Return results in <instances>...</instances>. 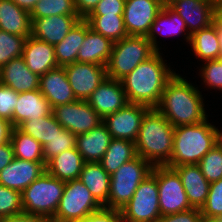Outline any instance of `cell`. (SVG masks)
<instances>
[{
  "label": "cell",
  "instance_id": "3957f363",
  "mask_svg": "<svg viewBox=\"0 0 222 222\" xmlns=\"http://www.w3.org/2000/svg\"><path fill=\"white\" fill-rule=\"evenodd\" d=\"M174 126L156 109L144 115L137 140V156L153 166H166L173 151Z\"/></svg>",
  "mask_w": 222,
  "mask_h": 222
},
{
  "label": "cell",
  "instance_id": "7bdbcfd3",
  "mask_svg": "<svg viewBox=\"0 0 222 222\" xmlns=\"http://www.w3.org/2000/svg\"><path fill=\"white\" fill-rule=\"evenodd\" d=\"M18 94L9 86L0 83V118L5 119L13 125V112L16 106Z\"/></svg>",
  "mask_w": 222,
  "mask_h": 222
},
{
  "label": "cell",
  "instance_id": "4fadbf2b",
  "mask_svg": "<svg viewBox=\"0 0 222 222\" xmlns=\"http://www.w3.org/2000/svg\"><path fill=\"white\" fill-rule=\"evenodd\" d=\"M149 109L144 105L127 103L119 111L107 115L103 123L112 138L136 142L142 119Z\"/></svg>",
  "mask_w": 222,
  "mask_h": 222
},
{
  "label": "cell",
  "instance_id": "f5cc1de1",
  "mask_svg": "<svg viewBox=\"0 0 222 222\" xmlns=\"http://www.w3.org/2000/svg\"><path fill=\"white\" fill-rule=\"evenodd\" d=\"M215 22L222 26V1H215Z\"/></svg>",
  "mask_w": 222,
  "mask_h": 222
},
{
  "label": "cell",
  "instance_id": "d6986e66",
  "mask_svg": "<svg viewBox=\"0 0 222 222\" xmlns=\"http://www.w3.org/2000/svg\"><path fill=\"white\" fill-rule=\"evenodd\" d=\"M39 90L49 101L52 109L77 101L64 67L58 66L39 77Z\"/></svg>",
  "mask_w": 222,
  "mask_h": 222
},
{
  "label": "cell",
  "instance_id": "f1b7e54d",
  "mask_svg": "<svg viewBox=\"0 0 222 222\" xmlns=\"http://www.w3.org/2000/svg\"><path fill=\"white\" fill-rule=\"evenodd\" d=\"M84 163L77 148H71L51 158L45 167L47 173L66 182L79 179Z\"/></svg>",
  "mask_w": 222,
  "mask_h": 222
},
{
  "label": "cell",
  "instance_id": "30bf717a",
  "mask_svg": "<svg viewBox=\"0 0 222 222\" xmlns=\"http://www.w3.org/2000/svg\"><path fill=\"white\" fill-rule=\"evenodd\" d=\"M157 179L161 216L193 208L187 198L178 173L167 166H154L151 172Z\"/></svg>",
  "mask_w": 222,
  "mask_h": 222
},
{
  "label": "cell",
  "instance_id": "9a60e30c",
  "mask_svg": "<svg viewBox=\"0 0 222 222\" xmlns=\"http://www.w3.org/2000/svg\"><path fill=\"white\" fill-rule=\"evenodd\" d=\"M166 4L185 21L190 35L215 21V0H168Z\"/></svg>",
  "mask_w": 222,
  "mask_h": 222
},
{
  "label": "cell",
  "instance_id": "1f68e13d",
  "mask_svg": "<svg viewBox=\"0 0 222 222\" xmlns=\"http://www.w3.org/2000/svg\"><path fill=\"white\" fill-rule=\"evenodd\" d=\"M137 157L135 142L112 138L103 158L99 161L111 176L121 165Z\"/></svg>",
  "mask_w": 222,
  "mask_h": 222
},
{
  "label": "cell",
  "instance_id": "d6a6232c",
  "mask_svg": "<svg viewBox=\"0 0 222 222\" xmlns=\"http://www.w3.org/2000/svg\"><path fill=\"white\" fill-rule=\"evenodd\" d=\"M10 142L13 146L15 158L32 162H45L42 144L18 127L13 128Z\"/></svg>",
  "mask_w": 222,
  "mask_h": 222
},
{
  "label": "cell",
  "instance_id": "ac0fdd59",
  "mask_svg": "<svg viewBox=\"0 0 222 222\" xmlns=\"http://www.w3.org/2000/svg\"><path fill=\"white\" fill-rule=\"evenodd\" d=\"M82 19L79 15H56L31 19V36L55 46Z\"/></svg>",
  "mask_w": 222,
  "mask_h": 222
},
{
  "label": "cell",
  "instance_id": "ee69618b",
  "mask_svg": "<svg viewBox=\"0 0 222 222\" xmlns=\"http://www.w3.org/2000/svg\"><path fill=\"white\" fill-rule=\"evenodd\" d=\"M126 0H101L89 15H123Z\"/></svg>",
  "mask_w": 222,
  "mask_h": 222
},
{
  "label": "cell",
  "instance_id": "d590c367",
  "mask_svg": "<svg viewBox=\"0 0 222 222\" xmlns=\"http://www.w3.org/2000/svg\"><path fill=\"white\" fill-rule=\"evenodd\" d=\"M56 15H78L74 0H39L30 13L31 19Z\"/></svg>",
  "mask_w": 222,
  "mask_h": 222
},
{
  "label": "cell",
  "instance_id": "9c48e42d",
  "mask_svg": "<svg viewBox=\"0 0 222 222\" xmlns=\"http://www.w3.org/2000/svg\"><path fill=\"white\" fill-rule=\"evenodd\" d=\"M161 217L156 177L150 173L120 210L121 222H157Z\"/></svg>",
  "mask_w": 222,
  "mask_h": 222
},
{
  "label": "cell",
  "instance_id": "f907efd6",
  "mask_svg": "<svg viewBox=\"0 0 222 222\" xmlns=\"http://www.w3.org/2000/svg\"><path fill=\"white\" fill-rule=\"evenodd\" d=\"M13 128L11 122L0 118V145L10 141Z\"/></svg>",
  "mask_w": 222,
  "mask_h": 222
},
{
  "label": "cell",
  "instance_id": "816d5d0a",
  "mask_svg": "<svg viewBox=\"0 0 222 222\" xmlns=\"http://www.w3.org/2000/svg\"><path fill=\"white\" fill-rule=\"evenodd\" d=\"M12 1L17 6L21 7L23 10L31 13L39 0H12Z\"/></svg>",
  "mask_w": 222,
  "mask_h": 222
},
{
  "label": "cell",
  "instance_id": "8fae6325",
  "mask_svg": "<svg viewBox=\"0 0 222 222\" xmlns=\"http://www.w3.org/2000/svg\"><path fill=\"white\" fill-rule=\"evenodd\" d=\"M52 113L64 129L76 136L103 123V118L84 100L56 106Z\"/></svg>",
  "mask_w": 222,
  "mask_h": 222
},
{
  "label": "cell",
  "instance_id": "2e32d148",
  "mask_svg": "<svg viewBox=\"0 0 222 222\" xmlns=\"http://www.w3.org/2000/svg\"><path fill=\"white\" fill-rule=\"evenodd\" d=\"M88 104L104 119L127 103L121 81L106 78L87 99Z\"/></svg>",
  "mask_w": 222,
  "mask_h": 222
},
{
  "label": "cell",
  "instance_id": "484cf974",
  "mask_svg": "<svg viewBox=\"0 0 222 222\" xmlns=\"http://www.w3.org/2000/svg\"><path fill=\"white\" fill-rule=\"evenodd\" d=\"M112 137L107 126L101 123L87 133L76 136V148L84 162H99L109 147Z\"/></svg>",
  "mask_w": 222,
  "mask_h": 222
},
{
  "label": "cell",
  "instance_id": "7c38bea8",
  "mask_svg": "<svg viewBox=\"0 0 222 222\" xmlns=\"http://www.w3.org/2000/svg\"><path fill=\"white\" fill-rule=\"evenodd\" d=\"M164 4V0H126L123 20L128 36L147 37Z\"/></svg>",
  "mask_w": 222,
  "mask_h": 222
},
{
  "label": "cell",
  "instance_id": "6da1fadb",
  "mask_svg": "<svg viewBox=\"0 0 222 222\" xmlns=\"http://www.w3.org/2000/svg\"><path fill=\"white\" fill-rule=\"evenodd\" d=\"M156 52L121 80L128 103L156 108L168 81L176 74Z\"/></svg>",
  "mask_w": 222,
  "mask_h": 222
},
{
  "label": "cell",
  "instance_id": "d4e9b609",
  "mask_svg": "<svg viewBox=\"0 0 222 222\" xmlns=\"http://www.w3.org/2000/svg\"><path fill=\"white\" fill-rule=\"evenodd\" d=\"M186 30L187 26L185 21L165 3L151 25L147 39L152 44L153 48L159 52L161 47L159 48V42L157 41L158 32L160 33L159 35L164 36H179L181 34L186 39V42L190 43L191 35Z\"/></svg>",
  "mask_w": 222,
  "mask_h": 222
},
{
  "label": "cell",
  "instance_id": "f35d334b",
  "mask_svg": "<svg viewBox=\"0 0 222 222\" xmlns=\"http://www.w3.org/2000/svg\"><path fill=\"white\" fill-rule=\"evenodd\" d=\"M198 165L209 183L222 178V152L216 145L202 157Z\"/></svg>",
  "mask_w": 222,
  "mask_h": 222
},
{
  "label": "cell",
  "instance_id": "5bb4252c",
  "mask_svg": "<svg viewBox=\"0 0 222 222\" xmlns=\"http://www.w3.org/2000/svg\"><path fill=\"white\" fill-rule=\"evenodd\" d=\"M69 84L77 100H84L107 78L106 67L75 62L64 66Z\"/></svg>",
  "mask_w": 222,
  "mask_h": 222
},
{
  "label": "cell",
  "instance_id": "681fc988",
  "mask_svg": "<svg viewBox=\"0 0 222 222\" xmlns=\"http://www.w3.org/2000/svg\"><path fill=\"white\" fill-rule=\"evenodd\" d=\"M15 158L11 142L0 145V171Z\"/></svg>",
  "mask_w": 222,
  "mask_h": 222
},
{
  "label": "cell",
  "instance_id": "9f6ffc18",
  "mask_svg": "<svg viewBox=\"0 0 222 222\" xmlns=\"http://www.w3.org/2000/svg\"><path fill=\"white\" fill-rule=\"evenodd\" d=\"M218 36H219V41H220V48H221V53H222V26L218 24Z\"/></svg>",
  "mask_w": 222,
  "mask_h": 222
},
{
  "label": "cell",
  "instance_id": "60d3db41",
  "mask_svg": "<svg viewBox=\"0 0 222 222\" xmlns=\"http://www.w3.org/2000/svg\"><path fill=\"white\" fill-rule=\"evenodd\" d=\"M200 210L202 216L222 218V178L210 183L206 202Z\"/></svg>",
  "mask_w": 222,
  "mask_h": 222
},
{
  "label": "cell",
  "instance_id": "277c9868",
  "mask_svg": "<svg viewBox=\"0 0 222 222\" xmlns=\"http://www.w3.org/2000/svg\"><path fill=\"white\" fill-rule=\"evenodd\" d=\"M217 128L208 118L201 123L174 127L173 151L170 162L179 165L198 164L202 157L216 145Z\"/></svg>",
  "mask_w": 222,
  "mask_h": 222
},
{
  "label": "cell",
  "instance_id": "b9f144b4",
  "mask_svg": "<svg viewBox=\"0 0 222 222\" xmlns=\"http://www.w3.org/2000/svg\"><path fill=\"white\" fill-rule=\"evenodd\" d=\"M203 64L200 77L204 84L209 88L222 91V58L207 60Z\"/></svg>",
  "mask_w": 222,
  "mask_h": 222
},
{
  "label": "cell",
  "instance_id": "f546056e",
  "mask_svg": "<svg viewBox=\"0 0 222 222\" xmlns=\"http://www.w3.org/2000/svg\"><path fill=\"white\" fill-rule=\"evenodd\" d=\"M190 46L194 55L201 61L222 58L218 36V24L214 21L209 27L201 29L190 36Z\"/></svg>",
  "mask_w": 222,
  "mask_h": 222
},
{
  "label": "cell",
  "instance_id": "44dd1931",
  "mask_svg": "<svg viewBox=\"0 0 222 222\" xmlns=\"http://www.w3.org/2000/svg\"><path fill=\"white\" fill-rule=\"evenodd\" d=\"M0 83L17 93L29 92L39 89V76L29 70L21 56L0 68Z\"/></svg>",
  "mask_w": 222,
  "mask_h": 222
},
{
  "label": "cell",
  "instance_id": "e575fe53",
  "mask_svg": "<svg viewBox=\"0 0 222 222\" xmlns=\"http://www.w3.org/2000/svg\"><path fill=\"white\" fill-rule=\"evenodd\" d=\"M24 133L31 135L42 146L50 141L63 127L56 120L53 113L48 116L26 120L19 127Z\"/></svg>",
  "mask_w": 222,
  "mask_h": 222
},
{
  "label": "cell",
  "instance_id": "db71d44e",
  "mask_svg": "<svg viewBox=\"0 0 222 222\" xmlns=\"http://www.w3.org/2000/svg\"><path fill=\"white\" fill-rule=\"evenodd\" d=\"M216 146L222 152V131L219 130L218 127H217V135H216Z\"/></svg>",
  "mask_w": 222,
  "mask_h": 222
},
{
  "label": "cell",
  "instance_id": "7402d4cb",
  "mask_svg": "<svg viewBox=\"0 0 222 222\" xmlns=\"http://www.w3.org/2000/svg\"><path fill=\"white\" fill-rule=\"evenodd\" d=\"M173 169L181 178L190 205L201 209L206 202L210 183L202 174L199 165H179Z\"/></svg>",
  "mask_w": 222,
  "mask_h": 222
},
{
  "label": "cell",
  "instance_id": "cb8c5ba5",
  "mask_svg": "<svg viewBox=\"0 0 222 222\" xmlns=\"http://www.w3.org/2000/svg\"><path fill=\"white\" fill-rule=\"evenodd\" d=\"M113 42L92 30L86 21V35L79 49L77 62L105 66L110 58Z\"/></svg>",
  "mask_w": 222,
  "mask_h": 222
},
{
  "label": "cell",
  "instance_id": "ab89813d",
  "mask_svg": "<svg viewBox=\"0 0 222 222\" xmlns=\"http://www.w3.org/2000/svg\"><path fill=\"white\" fill-rule=\"evenodd\" d=\"M23 212L21 192L0 184V218Z\"/></svg>",
  "mask_w": 222,
  "mask_h": 222
},
{
  "label": "cell",
  "instance_id": "c3c4849f",
  "mask_svg": "<svg viewBox=\"0 0 222 222\" xmlns=\"http://www.w3.org/2000/svg\"><path fill=\"white\" fill-rule=\"evenodd\" d=\"M101 0H74L78 15L85 19Z\"/></svg>",
  "mask_w": 222,
  "mask_h": 222
},
{
  "label": "cell",
  "instance_id": "74e56055",
  "mask_svg": "<svg viewBox=\"0 0 222 222\" xmlns=\"http://www.w3.org/2000/svg\"><path fill=\"white\" fill-rule=\"evenodd\" d=\"M71 148H76V135L62 128L50 141L43 145V158L45 163Z\"/></svg>",
  "mask_w": 222,
  "mask_h": 222
},
{
  "label": "cell",
  "instance_id": "4dcf8cb0",
  "mask_svg": "<svg viewBox=\"0 0 222 222\" xmlns=\"http://www.w3.org/2000/svg\"><path fill=\"white\" fill-rule=\"evenodd\" d=\"M86 35V20L80 19L66 37L54 46L58 66L64 67L77 62L79 49Z\"/></svg>",
  "mask_w": 222,
  "mask_h": 222
},
{
  "label": "cell",
  "instance_id": "e0dca14e",
  "mask_svg": "<svg viewBox=\"0 0 222 222\" xmlns=\"http://www.w3.org/2000/svg\"><path fill=\"white\" fill-rule=\"evenodd\" d=\"M45 165V162L14 158L0 171V184L22 192L46 171Z\"/></svg>",
  "mask_w": 222,
  "mask_h": 222
},
{
  "label": "cell",
  "instance_id": "52a82bcc",
  "mask_svg": "<svg viewBox=\"0 0 222 222\" xmlns=\"http://www.w3.org/2000/svg\"><path fill=\"white\" fill-rule=\"evenodd\" d=\"M153 167L140 156L121 165L110 176L108 209L121 210L130 201L139 184L152 172Z\"/></svg>",
  "mask_w": 222,
  "mask_h": 222
},
{
  "label": "cell",
  "instance_id": "603a6c76",
  "mask_svg": "<svg viewBox=\"0 0 222 222\" xmlns=\"http://www.w3.org/2000/svg\"><path fill=\"white\" fill-rule=\"evenodd\" d=\"M49 101L39 89L18 94L13 112V127H19L24 121L52 114Z\"/></svg>",
  "mask_w": 222,
  "mask_h": 222
},
{
  "label": "cell",
  "instance_id": "f6af8a7d",
  "mask_svg": "<svg viewBox=\"0 0 222 222\" xmlns=\"http://www.w3.org/2000/svg\"><path fill=\"white\" fill-rule=\"evenodd\" d=\"M201 217L199 208H191L187 211L161 216L157 222H199Z\"/></svg>",
  "mask_w": 222,
  "mask_h": 222
},
{
  "label": "cell",
  "instance_id": "5b68a950",
  "mask_svg": "<svg viewBox=\"0 0 222 222\" xmlns=\"http://www.w3.org/2000/svg\"><path fill=\"white\" fill-rule=\"evenodd\" d=\"M156 52L146 36H127L114 42L106 65L107 78L121 81Z\"/></svg>",
  "mask_w": 222,
  "mask_h": 222
},
{
  "label": "cell",
  "instance_id": "ffe728a7",
  "mask_svg": "<svg viewBox=\"0 0 222 222\" xmlns=\"http://www.w3.org/2000/svg\"><path fill=\"white\" fill-rule=\"evenodd\" d=\"M22 57L29 70L39 77L58 67L54 46L31 35L25 40Z\"/></svg>",
  "mask_w": 222,
  "mask_h": 222
},
{
  "label": "cell",
  "instance_id": "7a4b0ae2",
  "mask_svg": "<svg viewBox=\"0 0 222 222\" xmlns=\"http://www.w3.org/2000/svg\"><path fill=\"white\" fill-rule=\"evenodd\" d=\"M202 96L198 87L177 73L166 84L156 109L174 127L201 123L209 117Z\"/></svg>",
  "mask_w": 222,
  "mask_h": 222
},
{
  "label": "cell",
  "instance_id": "83f0119b",
  "mask_svg": "<svg viewBox=\"0 0 222 222\" xmlns=\"http://www.w3.org/2000/svg\"><path fill=\"white\" fill-rule=\"evenodd\" d=\"M31 25L28 11L17 6L12 0H0V30L14 35L30 36Z\"/></svg>",
  "mask_w": 222,
  "mask_h": 222
},
{
  "label": "cell",
  "instance_id": "836d02e7",
  "mask_svg": "<svg viewBox=\"0 0 222 222\" xmlns=\"http://www.w3.org/2000/svg\"><path fill=\"white\" fill-rule=\"evenodd\" d=\"M85 20L90 28L113 43L128 36L123 15H88Z\"/></svg>",
  "mask_w": 222,
  "mask_h": 222
},
{
  "label": "cell",
  "instance_id": "8d00e7d4",
  "mask_svg": "<svg viewBox=\"0 0 222 222\" xmlns=\"http://www.w3.org/2000/svg\"><path fill=\"white\" fill-rule=\"evenodd\" d=\"M27 37L0 30V68L12 59L22 56Z\"/></svg>",
  "mask_w": 222,
  "mask_h": 222
},
{
  "label": "cell",
  "instance_id": "8992f818",
  "mask_svg": "<svg viewBox=\"0 0 222 222\" xmlns=\"http://www.w3.org/2000/svg\"><path fill=\"white\" fill-rule=\"evenodd\" d=\"M65 181L46 171L21 192L23 212L53 219L58 209Z\"/></svg>",
  "mask_w": 222,
  "mask_h": 222
},
{
  "label": "cell",
  "instance_id": "4316f807",
  "mask_svg": "<svg viewBox=\"0 0 222 222\" xmlns=\"http://www.w3.org/2000/svg\"><path fill=\"white\" fill-rule=\"evenodd\" d=\"M80 181L88 188L96 201L108 208L110 175L99 162H85L79 176Z\"/></svg>",
  "mask_w": 222,
  "mask_h": 222
},
{
  "label": "cell",
  "instance_id": "ba28073f",
  "mask_svg": "<svg viewBox=\"0 0 222 222\" xmlns=\"http://www.w3.org/2000/svg\"><path fill=\"white\" fill-rule=\"evenodd\" d=\"M102 206L80 179L65 182L63 194L52 222H78Z\"/></svg>",
  "mask_w": 222,
  "mask_h": 222
},
{
  "label": "cell",
  "instance_id": "7dc6e473",
  "mask_svg": "<svg viewBox=\"0 0 222 222\" xmlns=\"http://www.w3.org/2000/svg\"><path fill=\"white\" fill-rule=\"evenodd\" d=\"M0 222H52L43 215L20 213L15 216L0 218Z\"/></svg>",
  "mask_w": 222,
  "mask_h": 222
},
{
  "label": "cell",
  "instance_id": "bcb514c9",
  "mask_svg": "<svg viewBox=\"0 0 222 222\" xmlns=\"http://www.w3.org/2000/svg\"><path fill=\"white\" fill-rule=\"evenodd\" d=\"M78 222H121L120 210L102 207L91 213L87 218Z\"/></svg>",
  "mask_w": 222,
  "mask_h": 222
},
{
  "label": "cell",
  "instance_id": "11a10c76",
  "mask_svg": "<svg viewBox=\"0 0 222 222\" xmlns=\"http://www.w3.org/2000/svg\"><path fill=\"white\" fill-rule=\"evenodd\" d=\"M199 222H222V218L202 216Z\"/></svg>",
  "mask_w": 222,
  "mask_h": 222
}]
</instances>
